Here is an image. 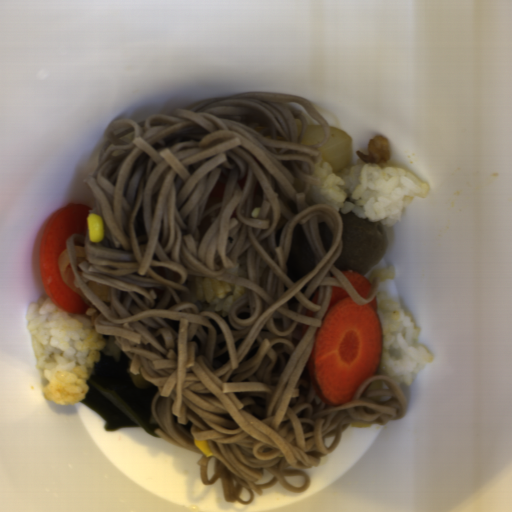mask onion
Wrapping results in <instances>:
<instances>
[{
  "instance_id": "1",
  "label": "onion",
  "mask_w": 512,
  "mask_h": 512,
  "mask_svg": "<svg viewBox=\"0 0 512 512\" xmlns=\"http://www.w3.org/2000/svg\"><path fill=\"white\" fill-rule=\"evenodd\" d=\"M59 270L63 279L71 286V288L83 298V300L88 304L89 307H94L91 302L88 300L87 296L83 292L81 287L75 286V275L72 268L71 260L69 257V253L67 248L59 256Z\"/></svg>"
},
{
  "instance_id": "3",
  "label": "onion",
  "mask_w": 512,
  "mask_h": 512,
  "mask_svg": "<svg viewBox=\"0 0 512 512\" xmlns=\"http://www.w3.org/2000/svg\"><path fill=\"white\" fill-rule=\"evenodd\" d=\"M76 266L86 261V246L73 245Z\"/></svg>"
},
{
  "instance_id": "2",
  "label": "onion",
  "mask_w": 512,
  "mask_h": 512,
  "mask_svg": "<svg viewBox=\"0 0 512 512\" xmlns=\"http://www.w3.org/2000/svg\"><path fill=\"white\" fill-rule=\"evenodd\" d=\"M83 283L86 287L108 308L111 307L109 298V289L107 286L100 284L92 279L84 276Z\"/></svg>"
}]
</instances>
